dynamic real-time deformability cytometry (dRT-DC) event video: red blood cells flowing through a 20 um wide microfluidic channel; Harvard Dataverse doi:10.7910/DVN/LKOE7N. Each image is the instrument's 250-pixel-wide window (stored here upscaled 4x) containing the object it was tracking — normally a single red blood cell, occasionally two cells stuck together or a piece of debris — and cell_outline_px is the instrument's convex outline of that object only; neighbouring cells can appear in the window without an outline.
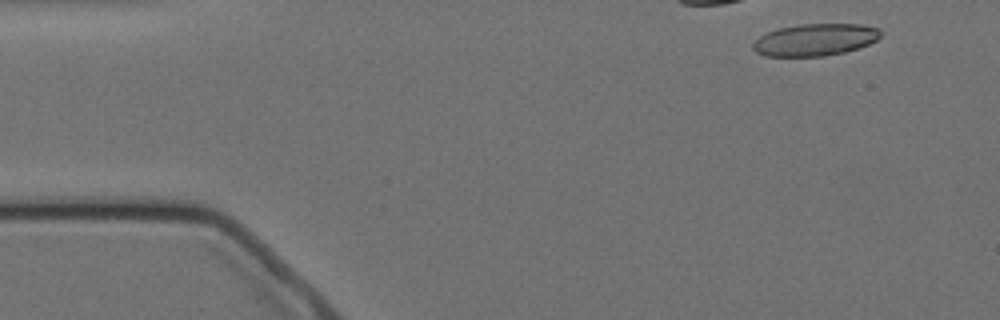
{"species": "Egyptian fruit bat (a non-hibernating species)", "species_latin": "Rousettus aegyptiacus", "temperature_condition": "cold", "stored_images_in_passage": 6, "camera_frame_rate_fps": 3000, "um_per_image_px": 0.085, "animal": {"sex": "female"}, "frame": {"image": 1, "passage_image": 2, "time_ms": 1.333, "image_size_px": [1000, 320], "cell_outline_px": [[880, 36], [876, 40], [868, 44], [844, 52], [824, 56], [764, 56], [756, 52], [752, 48], [752, 44], [760, 36], [768, 32], [780, 28], [800, 24], [860, 24], [880, 28]], "centroid_in_image_um": [69.27, 3.38], "position_along_channel_um": 15.7, "area_um2": 23.7}}